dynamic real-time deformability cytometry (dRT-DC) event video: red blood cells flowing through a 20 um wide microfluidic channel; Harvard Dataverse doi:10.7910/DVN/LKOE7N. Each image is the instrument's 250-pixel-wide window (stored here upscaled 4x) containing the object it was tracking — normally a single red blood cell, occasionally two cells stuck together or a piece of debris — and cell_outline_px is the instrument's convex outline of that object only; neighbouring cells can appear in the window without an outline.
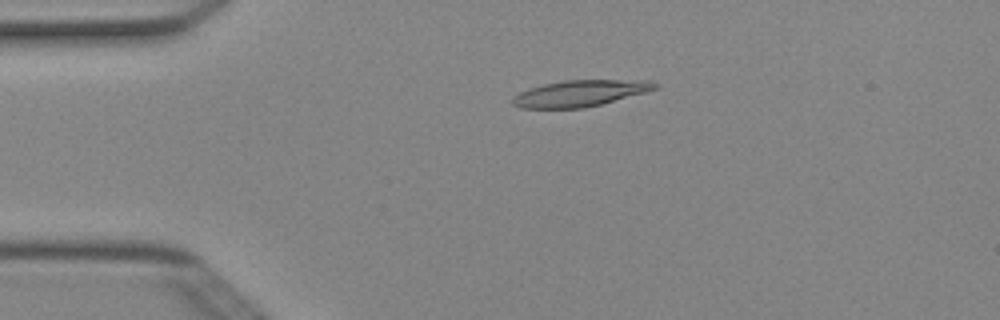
{"species": "Egyptian fruit bat (a non-hibernating species)", "species_latin": "Rousettus aegyptiacus", "temperature_condition": "cold", "stored_images_in_passage": 3, "camera_frame_rate_fps": 3000, "um_per_image_px": 0.085, "animal": {"sex": "female"}, "frame": {"image": 1, "passage_image": 2, "time_ms": 0.333, "image_size_px": [1000, 320], "cell_outline_px": [[660, 88], [600, 104], [584, 108], [520, 108], [512, 104], [512, 96], [528, 88], [544, 84], [564, 80], [652, 80], [660, 84]], "centroid_in_image_um": [49.32, 7.92], "position_along_channel_um": 35.7, "area_um2": 21.91}}